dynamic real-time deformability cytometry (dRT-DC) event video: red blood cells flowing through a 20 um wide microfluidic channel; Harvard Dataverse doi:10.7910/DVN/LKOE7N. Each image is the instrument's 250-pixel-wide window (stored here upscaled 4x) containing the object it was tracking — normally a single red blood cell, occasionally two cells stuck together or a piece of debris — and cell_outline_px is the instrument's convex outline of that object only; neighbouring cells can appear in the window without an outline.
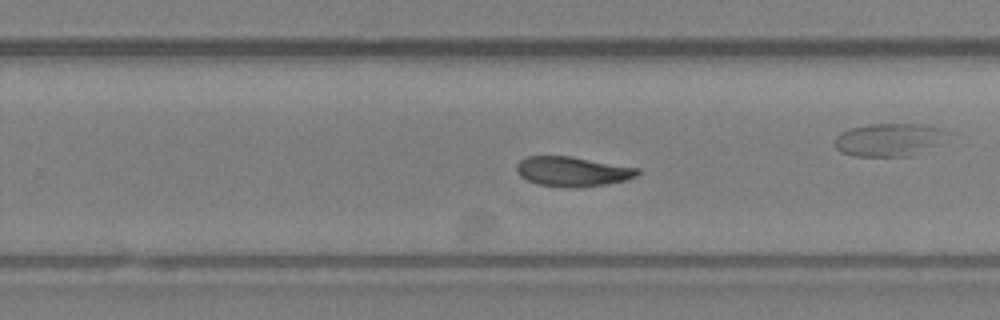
{"species": "Egyptian fruit bat (a non-hibernating species)", "species_latin": "Rousettus aegyptiacus", "temperature_condition": "room temperature", "stored_images_in_passage": 42, "camera_frame_rate_fps": 3000, "um_per_image_px": 0.085, "animal": {"sex": "female"}, "frame": {"image": 1, "passage_image": 26, "time_ms": 8.333, "image_size_px": [1000, 320], "cell_outline_px": [[640, 172], [636, 176], [624, 180], [608, 184], [576, 188], [536, 184], [520, 176], [516, 172], [516, 164], [520, 160], [528, 156], [568, 156], [640, 168]], "centroid_in_image_um": [48.65, 14.58], "position_along_channel_um": 281.2, "area_um2": 20.92}}
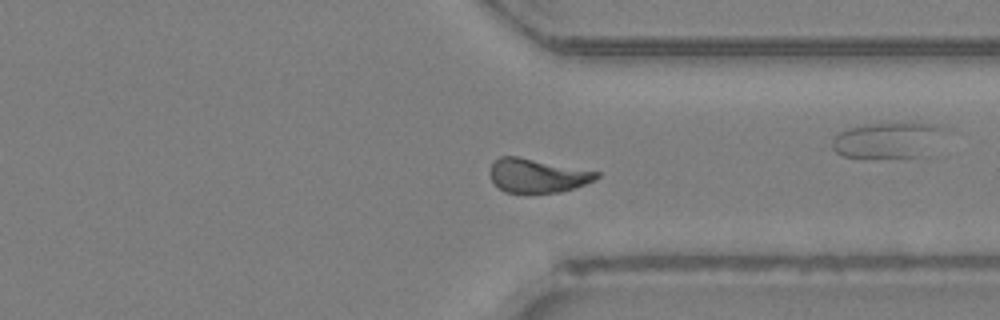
{"frame": {"image": 2, "passage_image": 31, "time_ms": 10.0, "image_size_px": [1000, 320], "cell_outline_px": [[600, 176], [584, 184], [560, 192], [504, 192], [492, 180], [488, 172], [492, 164], [500, 156], [516, 156], [600, 172]], "centroid_in_image_um": [45.64, 14.91], "position_along_channel_um": 365.8, "area_um2": 20.63}}
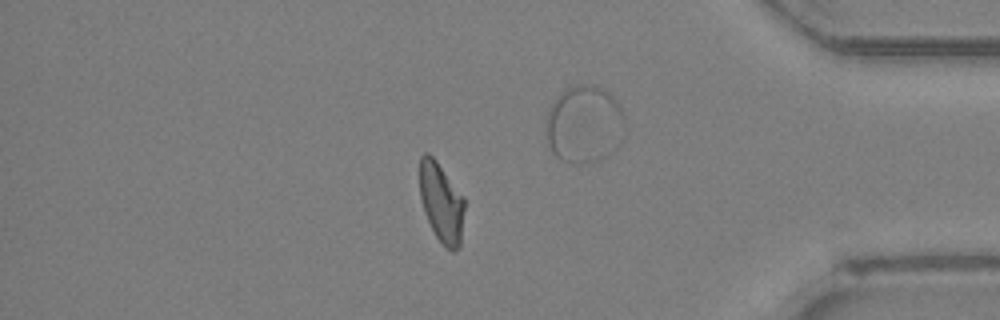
{"frame": {"image": 3, "passage_image": 35, "time_ms": 11.333, "image_size_px": [1000, 320], "cell_outline_px": [[464, 208], [460, 248], [456, 252], [452, 252], [436, 236], [424, 212], [420, 196], [420, 156], [424, 152], [428, 152], [436, 160], [464, 196]], "centroid_in_image_um": [37.52, 17.2], "position_along_channel_um": 397.7, "area_um2": 20.75}}